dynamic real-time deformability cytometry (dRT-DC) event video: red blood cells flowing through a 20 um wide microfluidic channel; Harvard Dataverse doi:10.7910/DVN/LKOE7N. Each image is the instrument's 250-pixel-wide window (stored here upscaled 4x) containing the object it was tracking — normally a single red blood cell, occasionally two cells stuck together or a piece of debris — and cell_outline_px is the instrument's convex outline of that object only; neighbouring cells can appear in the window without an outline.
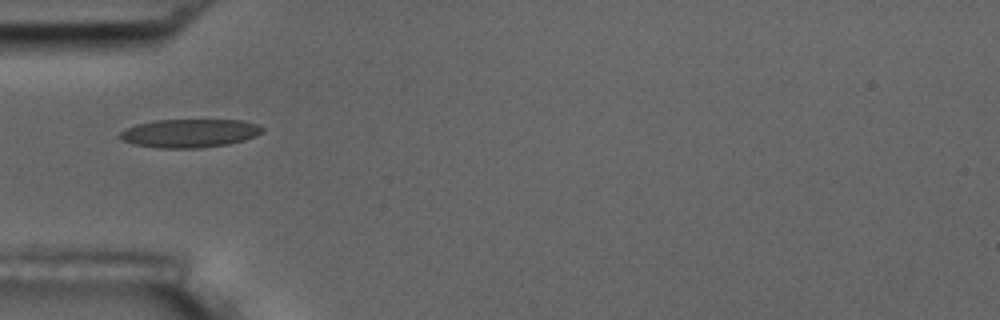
{"species": "common noctule bat (a hibernating species)", "species_latin": "Nyctalus noctula", "temperature_condition": "room temperature", "stored_images_in_passage": 17, "camera_frame_rate_fps": 3000, "um_per_image_px": 0.085, "animal": {"sex": "male", "body_mass_g": 17.5, "forearm_length_mm": 52.3}, "frame": {"image": 1, "passage_image": 6, "time_ms": 5.667, "image_size_px": [1000, 320], "cell_outline_px": [[264, 132], [256, 136], [244, 140], [228, 144], [200, 148], [156, 148], [132, 144], [120, 140], [120, 132], [136, 124], [156, 120], [244, 120], [256, 124], [264, 128]], "centroid_in_image_um": [16.13, 11.33], "position_along_channel_um": 68.9, "area_um2": 23.76}}
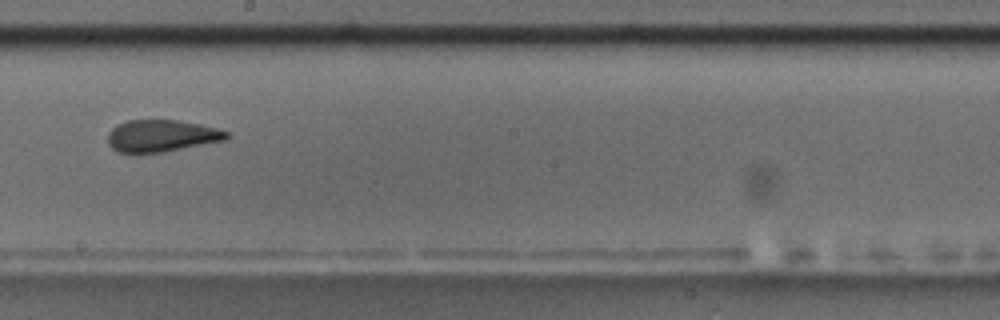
{"frame": {"image": 2, "passage_image": 10, "time_ms": 10.333, "image_size_px": [1000, 320], "cell_outline_px": [[232, 136], [224, 140], [140, 156], [136, 156], [116, 152], [108, 144], [108, 132], [116, 124], [128, 120], [176, 120], [200, 124], [216, 128], [228, 132]], "centroid_in_image_um": [13.65, 11.58], "position_along_channel_um": 234.6, "area_um2": 22.66}, "authors_computed_cell_mechanics": {"area_um2": 22.6576, "velocity_mm_per_s": 3.5572, "shape_relaxation_time_tau1_ms": 3.5844, "shape_relaxation_time_tau2_ms": 1.4283, "deformation_change_tau1": 0.1147, "deformation_change_tau2": 0.0687}}